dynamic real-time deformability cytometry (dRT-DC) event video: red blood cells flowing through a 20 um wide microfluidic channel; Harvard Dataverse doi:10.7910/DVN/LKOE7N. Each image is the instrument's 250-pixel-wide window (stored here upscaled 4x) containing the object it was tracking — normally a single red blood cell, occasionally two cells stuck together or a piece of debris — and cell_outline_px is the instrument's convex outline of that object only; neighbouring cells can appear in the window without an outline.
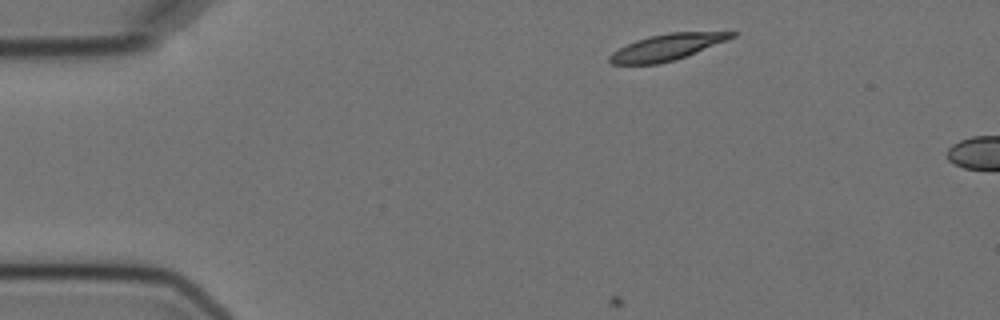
{"species": "Egyptian fruit bat (a non-hibernating species)", "species_latin": "Rousettus aegyptiacus", "temperature_condition": "cold", "stored_images_in_passage": 3, "camera_frame_rate_fps": 3000, "um_per_image_px": 0.085, "animal": {"sex": "female"}, "frame": {"image": 1, "passage_image": 1, "time_ms": 0.0, "image_size_px": [1000, 320], "cell_outline_px": [[736, 36], [728, 40], [684, 56], [660, 64], [612, 64], [608, 60], [608, 56], [612, 52], [636, 40], [648, 36], [668, 32], [736, 32]], "centroid_in_image_um": [56.66, 4.0], "position_along_channel_um": 28.3, "area_um2": 18.38}}